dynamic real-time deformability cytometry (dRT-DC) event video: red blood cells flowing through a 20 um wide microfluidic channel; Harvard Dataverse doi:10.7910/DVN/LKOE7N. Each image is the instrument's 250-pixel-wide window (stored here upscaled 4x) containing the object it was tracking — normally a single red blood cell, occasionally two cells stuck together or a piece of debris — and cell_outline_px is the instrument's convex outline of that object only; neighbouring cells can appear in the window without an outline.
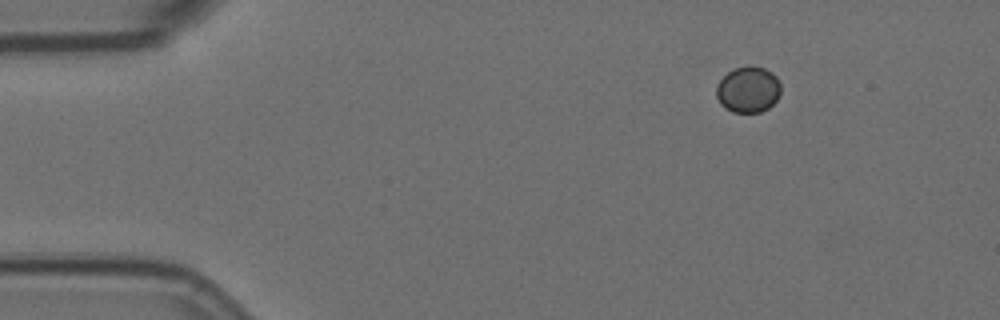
{"species": "Egyptian fruit bat (a non-hibernating species)", "species_latin": "Rousettus aegyptiacus", "temperature_condition": "room temperature", "stored_images_in_passage": 9, "camera_frame_rate_fps": 3000, "um_per_image_px": 0.085, "animal": {"sex": "female"}, "frame": {"image": 1, "passage_image": 1, "time_ms": 0.0, "image_size_px": [1000, 320], "cell_outline_px": [[780, 92], [776, 100], [768, 108], [760, 112], [732, 112], [724, 108], [720, 104], [716, 96], [716, 88], [720, 80], [732, 68], [764, 68], [772, 72], [776, 76], [780, 84]], "centroid_in_image_um": [63.58, 7.64], "position_along_channel_um": 21.4, "area_um2": 17.05}}
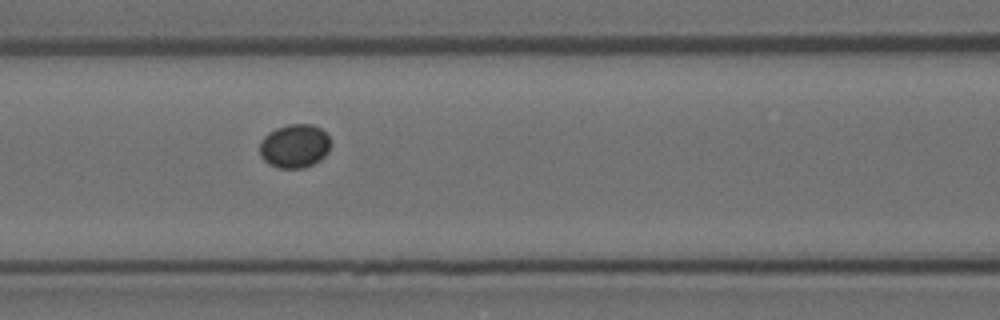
{"frame": {"image": 2, "passage_image": 6, "time_ms": 1.667, "image_size_px": [1000, 320], "cell_outline_px": [[332, 144], [328, 152], [320, 160], [304, 168], [276, 168], [268, 164], [260, 156], [260, 140], [268, 132], [276, 128], [288, 124], [312, 124], [320, 128], [332, 140]], "centroid_in_image_um": [25.04, 12.41], "position_along_channel_um": 141.6, "area_um2": 18.38}}
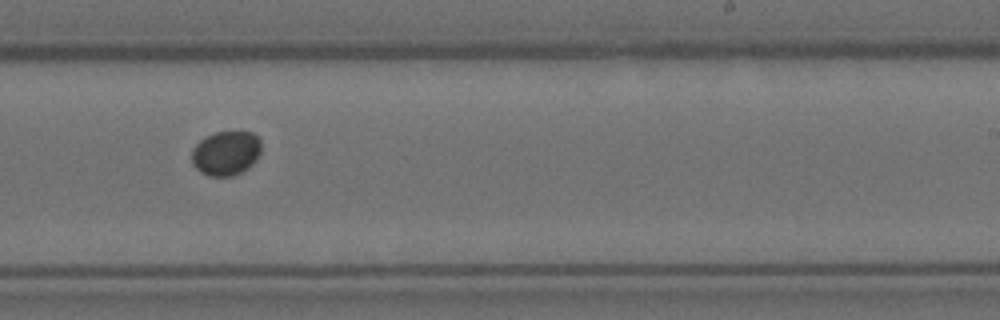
{"frame": {"image": 3, "passage_image": 9, "time_ms": 2.667, "image_size_px": [1000, 320], "cell_outline_px": [[260, 152], [256, 160], [248, 168], [232, 176], [208, 176], [200, 172], [192, 164], [192, 148], [204, 136], [216, 132], [252, 132], [260, 140]], "centroid_in_image_um": [19.18, 13.02], "position_along_channel_um": 269.8, "area_um2": 18.03}}